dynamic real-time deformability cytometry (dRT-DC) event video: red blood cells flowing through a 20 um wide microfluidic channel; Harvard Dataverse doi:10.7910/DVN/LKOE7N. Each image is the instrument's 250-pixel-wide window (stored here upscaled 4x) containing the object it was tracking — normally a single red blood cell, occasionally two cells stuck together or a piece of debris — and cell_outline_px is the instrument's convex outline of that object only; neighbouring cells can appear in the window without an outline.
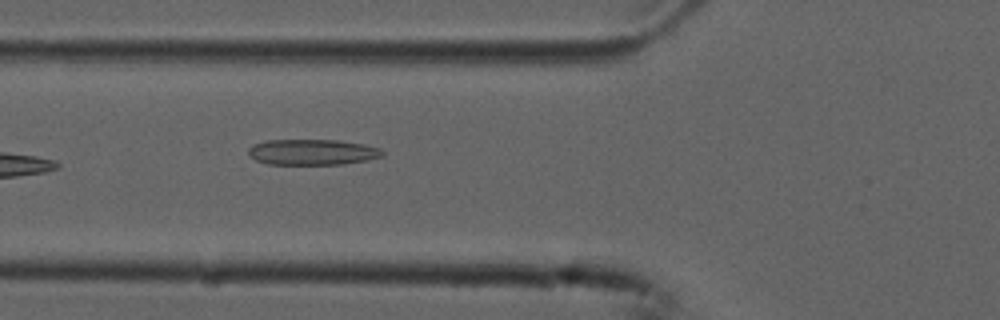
{"species": "common noctule bat (a hibernating species)", "species_latin": "Nyctalus noctula", "temperature_condition": "cold", "stored_images_in_passage": 6, "camera_frame_rate_fps": 3000, "um_per_image_px": 0.085, "animal": {"sex": "male", "forearm_length_mm": 52.5}, "frame": {"image": 1, "passage_image": 6, "time_ms": 1.667, "image_size_px": [1000, 320], "cell_outline_px": [[384, 156], [368, 160], [344, 164], [268, 164], [256, 160], [248, 156], [248, 148], [252, 144], [268, 140], [340, 140], [364, 144], [380, 148], [384, 152]], "centroid_in_image_um": [26.55, 12.92], "position_along_channel_um": 99.2, "area_um2": 20.29}}